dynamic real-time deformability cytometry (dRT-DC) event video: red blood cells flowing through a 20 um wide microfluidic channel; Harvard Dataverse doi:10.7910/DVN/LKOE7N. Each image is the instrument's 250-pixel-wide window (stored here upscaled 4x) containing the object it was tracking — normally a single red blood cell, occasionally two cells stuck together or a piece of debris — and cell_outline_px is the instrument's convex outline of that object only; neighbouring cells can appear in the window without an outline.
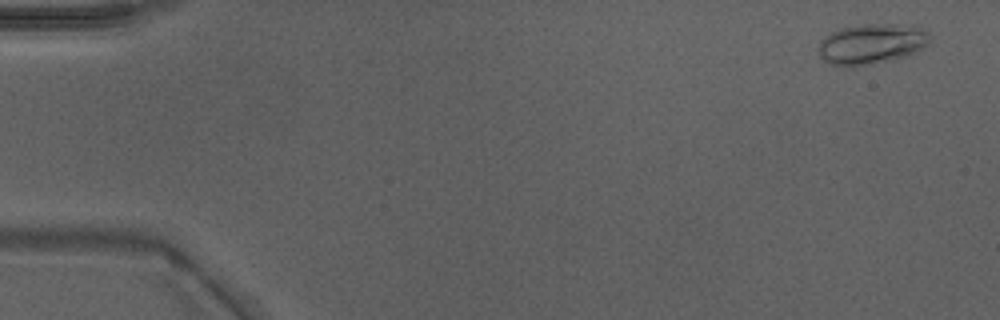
{"species": "Egyptian fruit bat (a non-hibernating species)", "species_latin": "Rousettus aegyptiacus", "temperature_condition": "warm", "stored_images_in_passage": 49, "camera_frame_rate_fps": 3000, "um_per_image_px": 0.085, "animal": {"sex": "male"}, "frame": {"image": 1, "passage_image": 3, "time_ms": 0.667, "image_size_px": [1000, 320], "cell_outline_px": [[928, 44], [916, 52], [908, 56], [852, 68], [840, 68], [828, 64], [820, 56], [820, 40], [824, 36], [840, 28], [864, 24], [892, 24], [920, 28], [928, 32]], "centroid_in_image_um": [74.02, 3.77], "position_along_channel_um": 11.0, "area_um2": 26.3}}
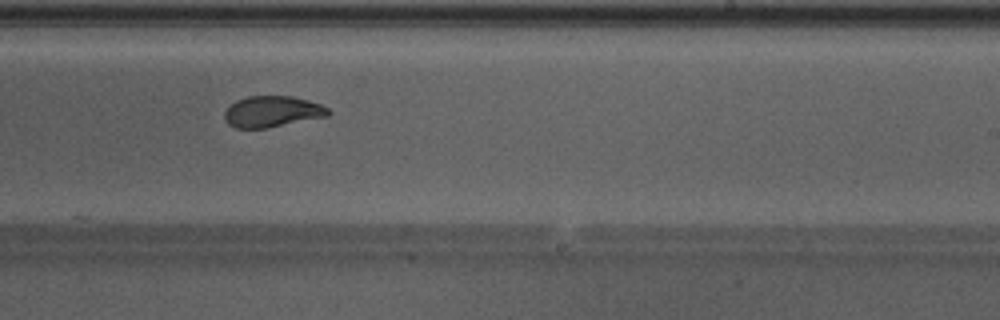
{"frame": {"image": 2, "passage_image": 31, "time_ms": 10.0, "image_size_px": [1000, 320], "cell_outline_px": [[332, 112], [328, 116], [268, 128], [236, 128], [228, 124], [224, 116], [224, 112], [236, 100], [248, 96], [292, 96], [308, 100], [320, 104], [328, 108]], "centroid_in_image_um": [23.16, 9.49], "position_along_channel_um": 265.8, "area_um2": 18.84}}
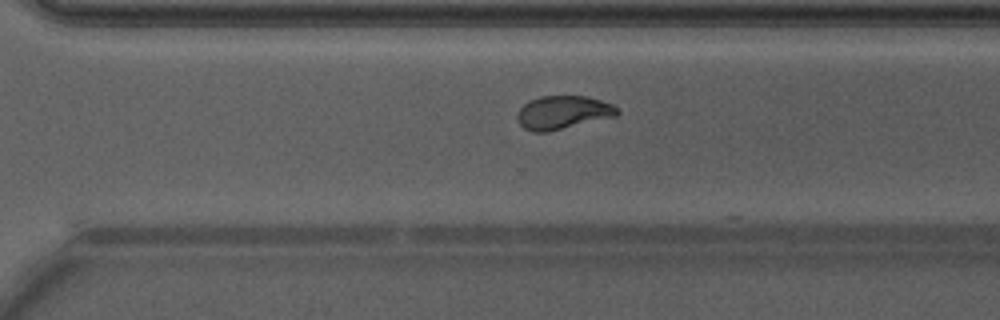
{"frame": {"image": 3, "passage_image": 35, "time_ms": 11.333, "image_size_px": [1000, 320], "cell_outline_px": [[620, 112], [616, 116], [544, 132], [532, 132], [524, 128], [520, 124], [516, 116], [520, 108], [528, 100], [540, 96], [588, 96], [612, 104], [620, 108]], "centroid_in_image_um": [47.85, 9.54], "position_along_channel_um": 322.8, "area_um2": 19.36}, "authors_computed_cell_mechanics": {"area_um2": 20.1144, "velocity_mm_per_s": 4.274, "shape_relaxation_time_tau1_ms": 3.105, "shape_relaxation_time_tau2_ms": 0.9107, "deformation_change_tau1": 0.1656, "deformation_change_tau2": 0.059}}